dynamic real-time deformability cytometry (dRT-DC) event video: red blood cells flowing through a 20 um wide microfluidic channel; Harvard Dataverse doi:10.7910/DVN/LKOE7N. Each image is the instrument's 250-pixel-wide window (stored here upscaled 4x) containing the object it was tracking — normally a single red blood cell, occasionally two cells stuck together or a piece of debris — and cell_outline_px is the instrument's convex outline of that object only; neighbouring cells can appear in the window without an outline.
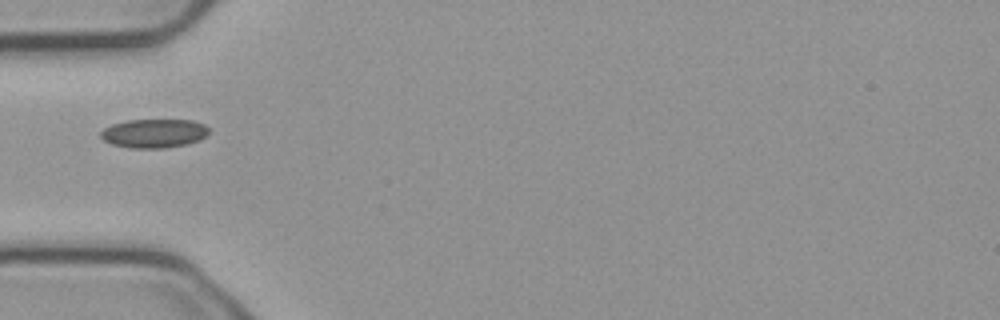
{"species": "common noctule bat (a hibernating species)", "species_latin": "Nyctalus noctula", "temperature_condition": "cold", "stored_images_in_passage": 4, "camera_frame_rate_fps": 3000, "um_per_image_px": 0.085, "animal": {"sex": "male", "body_mass_g": 23.1, "forearm_length_mm": 52.7}, "frame": {"image": 1, "passage_image": 1, "time_ms": 0.0, "image_size_px": [1000, 320], "cell_outline_px": [[208, 132], [200, 140], [188, 144], [164, 148], [132, 148], [112, 144], [104, 140], [100, 136], [100, 132], [104, 128], [112, 124], [128, 120], [192, 120], [204, 124], [208, 128]], "centroid_in_image_um": [13.08, 11.33], "position_along_channel_um": 71.9, "area_um2": 18.15}}